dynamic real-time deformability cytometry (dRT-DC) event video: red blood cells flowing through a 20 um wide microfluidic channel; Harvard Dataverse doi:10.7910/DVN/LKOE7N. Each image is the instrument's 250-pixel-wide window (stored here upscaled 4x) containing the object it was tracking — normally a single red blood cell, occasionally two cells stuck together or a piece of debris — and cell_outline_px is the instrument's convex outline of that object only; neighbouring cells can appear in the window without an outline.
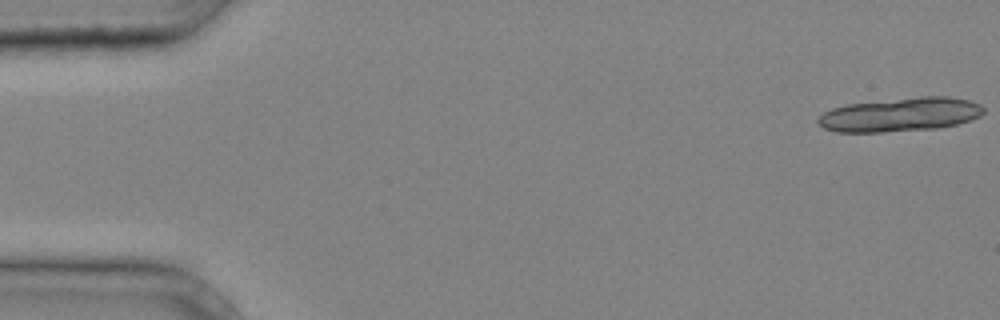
{"species": "common noctule bat (a hibernating species)", "species_latin": "Nyctalus noctula", "temperature_condition": "cold", "stored_images_in_passage": 13, "camera_frame_rate_fps": 3000, "um_per_image_px": 0.085, "animal": {"sex": "male", "body_mass_g": 20.4}, "frame": {"image": 1, "passage_image": 1, "time_ms": 0.0, "image_size_px": [1000, 320], "cell_outline_px": [[984, 112], [980, 116], [956, 124], [940, 128], [880, 132], [836, 132], [824, 128], [816, 120], [824, 112], [832, 108], [848, 104], [920, 96], [948, 96], [968, 100], [980, 104], [984, 108]], "centroid_in_image_um": [76.53, 9.74], "position_along_channel_um": 8.5, "area_um2": 32.6}}